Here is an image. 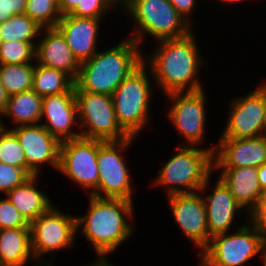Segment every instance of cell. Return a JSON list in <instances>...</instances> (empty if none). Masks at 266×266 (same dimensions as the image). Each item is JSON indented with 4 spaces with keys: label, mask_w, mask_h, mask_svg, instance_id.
Wrapping results in <instances>:
<instances>
[{
    "label": "cell",
    "mask_w": 266,
    "mask_h": 266,
    "mask_svg": "<svg viewBox=\"0 0 266 266\" xmlns=\"http://www.w3.org/2000/svg\"><path fill=\"white\" fill-rule=\"evenodd\" d=\"M159 42L155 55H151L149 67L161 90L167 95L203 89L195 76L201 65V57L192 32L182 38Z\"/></svg>",
    "instance_id": "6da1fadb"
},
{
    "label": "cell",
    "mask_w": 266,
    "mask_h": 266,
    "mask_svg": "<svg viewBox=\"0 0 266 266\" xmlns=\"http://www.w3.org/2000/svg\"><path fill=\"white\" fill-rule=\"evenodd\" d=\"M139 45L132 39L80 63L74 91L112 95L116 88L143 63Z\"/></svg>",
    "instance_id": "7a4b0ae2"
},
{
    "label": "cell",
    "mask_w": 266,
    "mask_h": 266,
    "mask_svg": "<svg viewBox=\"0 0 266 266\" xmlns=\"http://www.w3.org/2000/svg\"><path fill=\"white\" fill-rule=\"evenodd\" d=\"M90 197V210L87 216L76 217L77 230L83 226L82 232L94 246L99 258L113 252L132 233L127 217H133V202L120 198Z\"/></svg>",
    "instance_id": "3957f363"
},
{
    "label": "cell",
    "mask_w": 266,
    "mask_h": 266,
    "mask_svg": "<svg viewBox=\"0 0 266 266\" xmlns=\"http://www.w3.org/2000/svg\"><path fill=\"white\" fill-rule=\"evenodd\" d=\"M193 147L185 144V147L179 148L177 154L159 170V178L154 184L168 186V196L195 190L203 192L210 184L215 147L205 150Z\"/></svg>",
    "instance_id": "277c9868"
},
{
    "label": "cell",
    "mask_w": 266,
    "mask_h": 266,
    "mask_svg": "<svg viewBox=\"0 0 266 266\" xmlns=\"http://www.w3.org/2000/svg\"><path fill=\"white\" fill-rule=\"evenodd\" d=\"M124 6L139 25L137 33L130 37L138 45L144 33L160 41L182 38L192 31L191 24L168 0H126Z\"/></svg>",
    "instance_id": "5b68a950"
},
{
    "label": "cell",
    "mask_w": 266,
    "mask_h": 266,
    "mask_svg": "<svg viewBox=\"0 0 266 266\" xmlns=\"http://www.w3.org/2000/svg\"><path fill=\"white\" fill-rule=\"evenodd\" d=\"M145 60L112 93L115 115L121 128L131 137H135L146 123L151 91L147 79ZM151 89V90H150Z\"/></svg>",
    "instance_id": "8992f818"
},
{
    "label": "cell",
    "mask_w": 266,
    "mask_h": 266,
    "mask_svg": "<svg viewBox=\"0 0 266 266\" xmlns=\"http://www.w3.org/2000/svg\"><path fill=\"white\" fill-rule=\"evenodd\" d=\"M81 137L103 142L120 141L130 136L119 125L112 100L108 94L74 91ZM84 126V127H83Z\"/></svg>",
    "instance_id": "52a82bcc"
},
{
    "label": "cell",
    "mask_w": 266,
    "mask_h": 266,
    "mask_svg": "<svg viewBox=\"0 0 266 266\" xmlns=\"http://www.w3.org/2000/svg\"><path fill=\"white\" fill-rule=\"evenodd\" d=\"M252 228V229H251ZM234 234H218L200 252L210 266H243L261 251L262 234L254 227L243 225Z\"/></svg>",
    "instance_id": "ba28073f"
},
{
    "label": "cell",
    "mask_w": 266,
    "mask_h": 266,
    "mask_svg": "<svg viewBox=\"0 0 266 266\" xmlns=\"http://www.w3.org/2000/svg\"><path fill=\"white\" fill-rule=\"evenodd\" d=\"M135 137L120 141L98 140L97 166L99 169L98 194L101 198H120L132 201L131 177L122 159L123 152L128 149ZM119 149V150H118Z\"/></svg>",
    "instance_id": "9c48e42d"
},
{
    "label": "cell",
    "mask_w": 266,
    "mask_h": 266,
    "mask_svg": "<svg viewBox=\"0 0 266 266\" xmlns=\"http://www.w3.org/2000/svg\"><path fill=\"white\" fill-rule=\"evenodd\" d=\"M97 155L98 140L80 137L63 141L60 145L58 170L86 190L94 188L90 194L98 197Z\"/></svg>",
    "instance_id": "30bf717a"
},
{
    "label": "cell",
    "mask_w": 266,
    "mask_h": 266,
    "mask_svg": "<svg viewBox=\"0 0 266 266\" xmlns=\"http://www.w3.org/2000/svg\"><path fill=\"white\" fill-rule=\"evenodd\" d=\"M31 246L34 259L42 254L73 245L77 234L76 217L61 213L51 206L30 223Z\"/></svg>",
    "instance_id": "8fae6325"
},
{
    "label": "cell",
    "mask_w": 266,
    "mask_h": 266,
    "mask_svg": "<svg viewBox=\"0 0 266 266\" xmlns=\"http://www.w3.org/2000/svg\"><path fill=\"white\" fill-rule=\"evenodd\" d=\"M13 128L10 130L16 135L25 152L26 172L30 176L38 175L39 167L43 163H50L56 169L59 168L61 142L43 125H17Z\"/></svg>",
    "instance_id": "7c38bea8"
},
{
    "label": "cell",
    "mask_w": 266,
    "mask_h": 266,
    "mask_svg": "<svg viewBox=\"0 0 266 266\" xmlns=\"http://www.w3.org/2000/svg\"><path fill=\"white\" fill-rule=\"evenodd\" d=\"M167 96L174 104L169 110L168 117L178 128L179 134L185 136L189 146L201 143L206 123L204 109L206 98L203 89L193 92H173Z\"/></svg>",
    "instance_id": "4fadbf2b"
},
{
    "label": "cell",
    "mask_w": 266,
    "mask_h": 266,
    "mask_svg": "<svg viewBox=\"0 0 266 266\" xmlns=\"http://www.w3.org/2000/svg\"><path fill=\"white\" fill-rule=\"evenodd\" d=\"M229 119L221 138H249L264 135L263 85L253 93L231 102Z\"/></svg>",
    "instance_id": "5bb4252c"
},
{
    "label": "cell",
    "mask_w": 266,
    "mask_h": 266,
    "mask_svg": "<svg viewBox=\"0 0 266 266\" xmlns=\"http://www.w3.org/2000/svg\"><path fill=\"white\" fill-rule=\"evenodd\" d=\"M198 193H178L169 195V203L174 219L189 240L202 250L209 244L204 198Z\"/></svg>",
    "instance_id": "9a60e30c"
},
{
    "label": "cell",
    "mask_w": 266,
    "mask_h": 266,
    "mask_svg": "<svg viewBox=\"0 0 266 266\" xmlns=\"http://www.w3.org/2000/svg\"><path fill=\"white\" fill-rule=\"evenodd\" d=\"M217 147L213 152V168L216 169L248 166L258 168L266 163V135L221 138Z\"/></svg>",
    "instance_id": "2e32d148"
},
{
    "label": "cell",
    "mask_w": 266,
    "mask_h": 266,
    "mask_svg": "<svg viewBox=\"0 0 266 266\" xmlns=\"http://www.w3.org/2000/svg\"><path fill=\"white\" fill-rule=\"evenodd\" d=\"M41 116L47 119L41 125L60 142L81 137V133L70 131L78 118L74 86L66 93L43 97Z\"/></svg>",
    "instance_id": "e0dca14e"
},
{
    "label": "cell",
    "mask_w": 266,
    "mask_h": 266,
    "mask_svg": "<svg viewBox=\"0 0 266 266\" xmlns=\"http://www.w3.org/2000/svg\"><path fill=\"white\" fill-rule=\"evenodd\" d=\"M100 19L77 17L68 14L62 16L56 25L79 63L87 61L97 53L95 51V43Z\"/></svg>",
    "instance_id": "ac0fdd59"
},
{
    "label": "cell",
    "mask_w": 266,
    "mask_h": 266,
    "mask_svg": "<svg viewBox=\"0 0 266 266\" xmlns=\"http://www.w3.org/2000/svg\"><path fill=\"white\" fill-rule=\"evenodd\" d=\"M46 32L38 45H35V61L38 64L64 71L74 81L80 70V63L62 33L56 27L43 28Z\"/></svg>",
    "instance_id": "d6986e66"
},
{
    "label": "cell",
    "mask_w": 266,
    "mask_h": 266,
    "mask_svg": "<svg viewBox=\"0 0 266 266\" xmlns=\"http://www.w3.org/2000/svg\"><path fill=\"white\" fill-rule=\"evenodd\" d=\"M213 190L212 195L204 198L210 238L227 233L234 220L236 210L242 208L220 178Z\"/></svg>",
    "instance_id": "ffe728a7"
},
{
    "label": "cell",
    "mask_w": 266,
    "mask_h": 266,
    "mask_svg": "<svg viewBox=\"0 0 266 266\" xmlns=\"http://www.w3.org/2000/svg\"><path fill=\"white\" fill-rule=\"evenodd\" d=\"M233 194L236 202L241 207L251 211L262 197V190L258 181V168L240 167L223 168L219 177Z\"/></svg>",
    "instance_id": "44dd1931"
},
{
    "label": "cell",
    "mask_w": 266,
    "mask_h": 266,
    "mask_svg": "<svg viewBox=\"0 0 266 266\" xmlns=\"http://www.w3.org/2000/svg\"><path fill=\"white\" fill-rule=\"evenodd\" d=\"M36 177L37 175L31 176L7 194V198L29 224L52 206L49 198L36 189Z\"/></svg>",
    "instance_id": "7402d4cb"
},
{
    "label": "cell",
    "mask_w": 266,
    "mask_h": 266,
    "mask_svg": "<svg viewBox=\"0 0 266 266\" xmlns=\"http://www.w3.org/2000/svg\"><path fill=\"white\" fill-rule=\"evenodd\" d=\"M31 253L30 228L0 230V266H23Z\"/></svg>",
    "instance_id": "603a6c76"
},
{
    "label": "cell",
    "mask_w": 266,
    "mask_h": 266,
    "mask_svg": "<svg viewBox=\"0 0 266 266\" xmlns=\"http://www.w3.org/2000/svg\"><path fill=\"white\" fill-rule=\"evenodd\" d=\"M42 97L29 90L10 95L2 115L9 116L19 125L38 124L41 116ZM37 122V123H36Z\"/></svg>",
    "instance_id": "cb8c5ba5"
},
{
    "label": "cell",
    "mask_w": 266,
    "mask_h": 266,
    "mask_svg": "<svg viewBox=\"0 0 266 266\" xmlns=\"http://www.w3.org/2000/svg\"><path fill=\"white\" fill-rule=\"evenodd\" d=\"M74 80L64 71L34 65L32 90L40 97L68 92L74 86Z\"/></svg>",
    "instance_id": "d4e9b609"
},
{
    "label": "cell",
    "mask_w": 266,
    "mask_h": 266,
    "mask_svg": "<svg viewBox=\"0 0 266 266\" xmlns=\"http://www.w3.org/2000/svg\"><path fill=\"white\" fill-rule=\"evenodd\" d=\"M33 73L31 63L0 64V81L9 96L32 90Z\"/></svg>",
    "instance_id": "484cf974"
},
{
    "label": "cell",
    "mask_w": 266,
    "mask_h": 266,
    "mask_svg": "<svg viewBox=\"0 0 266 266\" xmlns=\"http://www.w3.org/2000/svg\"><path fill=\"white\" fill-rule=\"evenodd\" d=\"M41 30L43 27L26 14L14 15L0 24V34L3 41L34 42V37Z\"/></svg>",
    "instance_id": "4316f807"
},
{
    "label": "cell",
    "mask_w": 266,
    "mask_h": 266,
    "mask_svg": "<svg viewBox=\"0 0 266 266\" xmlns=\"http://www.w3.org/2000/svg\"><path fill=\"white\" fill-rule=\"evenodd\" d=\"M41 27H56L62 15L56 0H27L25 13Z\"/></svg>",
    "instance_id": "83f0119b"
},
{
    "label": "cell",
    "mask_w": 266,
    "mask_h": 266,
    "mask_svg": "<svg viewBox=\"0 0 266 266\" xmlns=\"http://www.w3.org/2000/svg\"><path fill=\"white\" fill-rule=\"evenodd\" d=\"M35 42L3 41L0 46V64H24L35 59Z\"/></svg>",
    "instance_id": "f1b7e54d"
},
{
    "label": "cell",
    "mask_w": 266,
    "mask_h": 266,
    "mask_svg": "<svg viewBox=\"0 0 266 266\" xmlns=\"http://www.w3.org/2000/svg\"><path fill=\"white\" fill-rule=\"evenodd\" d=\"M0 162L26 171L25 152L16 135L7 128L0 133Z\"/></svg>",
    "instance_id": "f546056e"
},
{
    "label": "cell",
    "mask_w": 266,
    "mask_h": 266,
    "mask_svg": "<svg viewBox=\"0 0 266 266\" xmlns=\"http://www.w3.org/2000/svg\"><path fill=\"white\" fill-rule=\"evenodd\" d=\"M30 177L23 168L0 162V191H3L5 195Z\"/></svg>",
    "instance_id": "4dcf8cb0"
},
{
    "label": "cell",
    "mask_w": 266,
    "mask_h": 266,
    "mask_svg": "<svg viewBox=\"0 0 266 266\" xmlns=\"http://www.w3.org/2000/svg\"><path fill=\"white\" fill-rule=\"evenodd\" d=\"M18 209L8 198L0 200V230L10 228H30Z\"/></svg>",
    "instance_id": "1f68e13d"
},
{
    "label": "cell",
    "mask_w": 266,
    "mask_h": 266,
    "mask_svg": "<svg viewBox=\"0 0 266 266\" xmlns=\"http://www.w3.org/2000/svg\"><path fill=\"white\" fill-rule=\"evenodd\" d=\"M113 4L114 2L112 0H80L70 15L86 18H101Z\"/></svg>",
    "instance_id": "d6a6232c"
},
{
    "label": "cell",
    "mask_w": 266,
    "mask_h": 266,
    "mask_svg": "<svg viewBox=\"0 0 266 266\" xmlns=\"http://www.w3.org/2000/svg\"><path fill=\"white\" fill-rule=\"evenodd\" d=\"M27 0H0V24L14 15H22L26 10Z\"/></svg>",
    "instance_id": "836d02e7"
},
{
    "label": "cell",
    "mask_w": 266,
    "mask_h": 266,
    "mask_svg": "<svg viewBox=\"0 0 266 266\" xmlns=\"http://www.w3.org/2000/svg\"><path fill=\"white\" fill-rule=\"evenodd\" d=\"M253 226L263 235L266 234V200L261 197L256 206L248 212Z\"/></svg>",
    "instance_id": "e575fe53"
},
{
    "label": "cell",
    "mask_w": 266,
    "mask_h": 266,
    "mask_svg": "<svg viewBox=\"0 0 266 266\" xmlns=\"http://www.w3.org/2000/svg\"><path fill=\"white\" fill-rule=\"evenodd\" d=\"M178 13L187 21L186 16L194 8L195 0H168Z\"/></svg>",
    "instance_id": "d590c367"
},
{
    "label": "cell",
    "mask_w": 266,
    "mask_h": 266,
    "mask_svg": "<svg viewBox=\"0 0 266 266\" xmlns=\"http://www.w3.org/2000/svg\"><path fill=\"white\" fill-rule=\"evenodd\" d=\"M80 0H59L58 7L62 16L70 14L78 5Z\"/></svg>",
    "instance_id": "8d00e7d4"
},
{
    "label": "cell",
    "mask_w": 266,
    "mask_h": 266,
    "mask_svg": "<svg viewBox=\"0 0 266 266\" xmlns=\"http://www.w3.org/2000/svg\"><path fill=\"white\" fill-rule=\"evenodd\" d=\"M258 181L262 192L266 190V163L258 167Z\"/></svg>",
    "instance_id": "74e56055"
},
{
    "label": "cell",
    "mask_w": 266,
    "mask_h": 266,
    "mask_svg": "<svg viewBox=\"0 0 266 266\" xmlns=\"http://www.w3.org/2000/svg\"><path fill=\"white\" fill-rule=\"evenodd\" d=\"M9 95L0 81V115L5 111Z\"/></svg>",
    "instance_id": "f35d334b"
},
{
    "label": "cell",
    "mask_w": 266,
    "mask_h": 266,
    "mask_svg": "<svg viewBox=\"0 0 266 266\" xmlns=\"http://www.w3.org/2000/svg\"><path fill=\"white\" fill-rule=\"evenodd\" d=\"M263 98H264V108H265V114H264V135H266V84H263Z\"/></svg>",
    "instance_id": "ab89813d"
},
{
    "label": "cell",
    "mask_w": 266,
    "mask_h": 266,
    "mask_svg": "<svg viewBox=\"0 0 266 266\" xmlns=\"http://www.w3.org/2000/svg\"><path fill=\"white\" fill-rule=\"evenodd\" d=\"M265 248V251H264ZM261 250L264 251L262 257H263V265H266V234L262 235V243H261Z\"/></svg>",
    "instance_id": "60d3db41"
},
{
    "label": "cell",
    "mask_w": 266,
    "mask_h": 266,
    "mask_svg": "<svg viewBox=\"0 0 266 266\" xmlns=\"http://www.w3.org/2000/svg\"><path fill=\"white\" fill-rule=\"evenodd\" d=\"M88 266H114L108 263V261L104 258H100V260L98 259V262L96 261V263L92 264V265H88Z\"/></svg>",
    "instance_id": "b9f144b4"
},
{
    "label": "cell",
    "mask_w": 266,
    "mask_h": 266,
    "mask_svg": "<svg viewBox=\"0 0 266 266\" xmlns=\"http://www.w3.org/2000/svg\"><path fill=\"white\" fill-rule=\"evenodd\" d=\"M3 122L1 121V118H0V133L4 130V125L2 124Z\"/></svg>",
    "instance_id": "7bdbcfd3"
},
{
    "label": "cell",
    "mask_w": 266,
    "mask_h": 266,
    "mask_svg": "<svg viewBox=\"0 0 266 266\" xmlns=\"http://www.w3.org/2000/svg\"><path fill=\"white\" fill-rule=\"evenodd\" d=\"M202 263H201V266H210L209 264H207L203 259L200 260Z\"/></svg>",
    "instance_id": "ee69618b"
},
{
    "label": "cell",
    "mask_w": 266,
    "mask_h": 266,
    "mask_svg": "<svg viewBox=\"0 0 266 266\" xmlns=\"http://www.w3.org/2000/svg\"><path fill=\"white\" fill-rule=\"evenodd\" d=\"M112 1H113L114 3H116V2H117V3H120V2L122 1V3H123L122 5H124V3H125L126 0H112Z\"/></svg>",
    "instance_id": "f6af8a7d"
},
{
    "label": "cell",
    "mask_w": 266,
    "mask_h": 266,
    "mask_svg": "<svg viewBox=\"0 0 266 266\" xmlns=\"http://www.w3.org/2000/svg\"><path fill=\"white\" fill-rule=\"evenodd\" d=\"M222 1L234 3V2H238V1H242V0H222Z\"/></svg>",
    "instance_id": "bcb514c9"
},
{
    "label": "cell",
    "mask_w": 266,
    "mask_h": 266,
    "mask_svg": "<svg viewBox=\"0 0 266 266\" xmlns=\"http://www.w3.org/2000/svg\"><path fill=\"white\" fill-rule=\"evenodd\" d=\"M262 197L266 200V190L262 192Z\"/></svg>",
    "instance_id": "7dc6e473"
},
{
    "label": "cell",
    "mask_w": 266,
    "mask_h": 266,
    "mask_svg": "<svg viewBox=\"0 0 266 266\" xmlns=\"http://www.w3.org/2000/svg\"><path fill=\"white\" fill-rule=\"evenodd\" d=\"M3 43V40H2V37H1V34H0V46L2 45Z\"/></svg>",
    "instance_id": "c3c4849f"
}]
</instances>
